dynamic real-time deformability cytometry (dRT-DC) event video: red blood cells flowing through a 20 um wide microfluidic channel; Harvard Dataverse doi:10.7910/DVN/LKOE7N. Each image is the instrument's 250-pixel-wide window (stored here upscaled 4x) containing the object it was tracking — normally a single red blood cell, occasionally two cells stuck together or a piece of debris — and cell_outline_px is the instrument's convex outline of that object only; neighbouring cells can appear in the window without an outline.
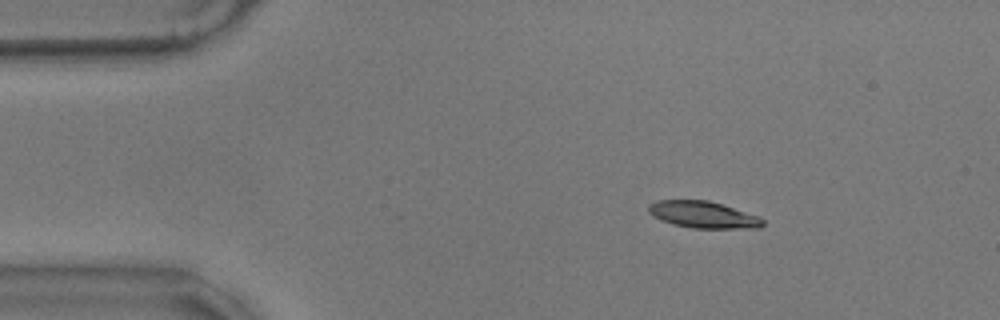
{"species": "common noctule bat (a hibernating species)", "species_latin": "Nyctalus noctula", "temperature_condition": "warm", "stored_images_in_passage": 10, "camera_frame_rate_fps": 3000, "um_per_image_px": 0.085, "animal": {"sex": "male", "body_mass_g": 17.9}, "frame": {"image": 1, "passage_image": 1, "time_ms": 0.0, "image_size_px": [1000, 320], "cell_outline_px": [[764, 224], [760, 228], [692, 228], [672, 224], [652, 216], [648, 212], [648, 204], [656, 200], [708, 200], [760, 216], [764, 220]], "centroid_in_image_um": [59.76, 18.25], "position_along_channel_um": 25.2, "area_um2": 17.92}}
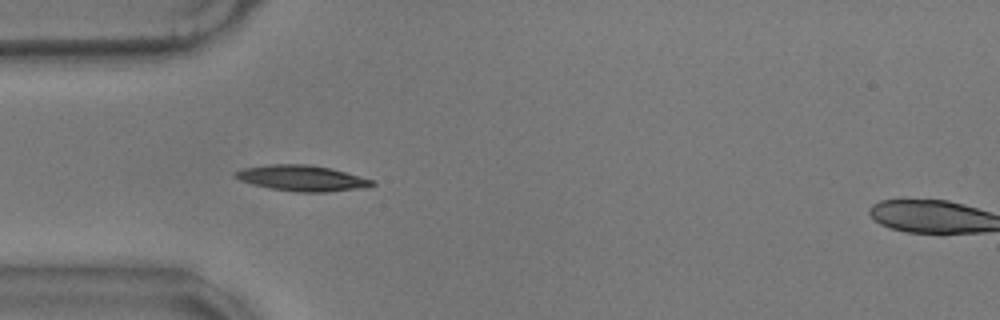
{"frame": {"image": 2, "passage_image": 9, "time_ms": 2.667, "image_size_px": [1000, 320], "cell_outline_px": [[376, 184], [360, 188], [324, 192], [296, 192], [272, 188], [240, 180], [232, 172], [244, 168], [268, 164], [308, 164], [328, 168], [344, 172], [372, 180]], "centroid_in_image_um": [25.63, 15.13], "position_along_channel_um": 59.4, "area_um2": 20.0}}